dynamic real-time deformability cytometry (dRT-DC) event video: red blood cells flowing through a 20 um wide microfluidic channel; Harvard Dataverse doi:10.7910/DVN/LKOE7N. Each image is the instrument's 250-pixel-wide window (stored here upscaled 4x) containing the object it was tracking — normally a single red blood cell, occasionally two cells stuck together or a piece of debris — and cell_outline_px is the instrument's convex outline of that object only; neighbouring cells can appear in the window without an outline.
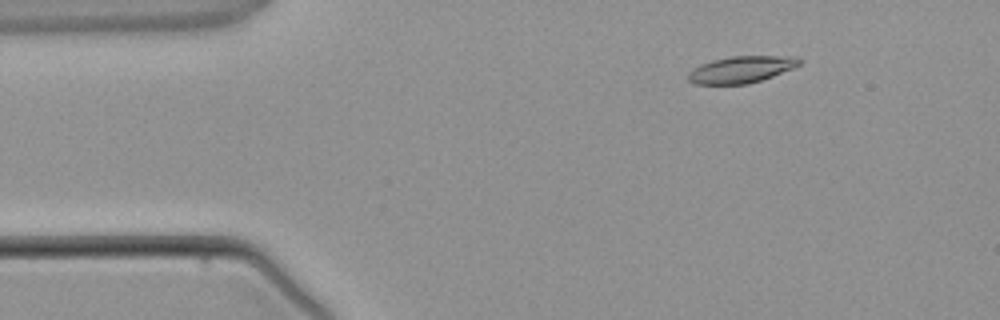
{"species": "common noctule bat (a hibernating species)", "species_latin": "Nyctalus noctula", "temperature_condition": "warm", "stored_images_in_passage": 4, "camera_frame_rate_fps": 3000, "um_per_image_px": 0.085, "animal": {"sex": "male", "body_mass_g": 21.5, "forearm_length_mm": 52.0}, "frame": {"image": 1, "passage_image": 2, "time_ms": 1.0, "image_size_px": [1000, 320], "cell_outline_px": [[800, 64], [792, 68], [772, 76], [748, 84], [696, 84], [688, 80], [688, 72], [692, 68], [712, 60], [732, 56], [796, 56], [800, 60]], "centroid_in_image_um": [62.98, 5.9], "position_along_channel_um": 22.0, "area_um2": 17.17}}
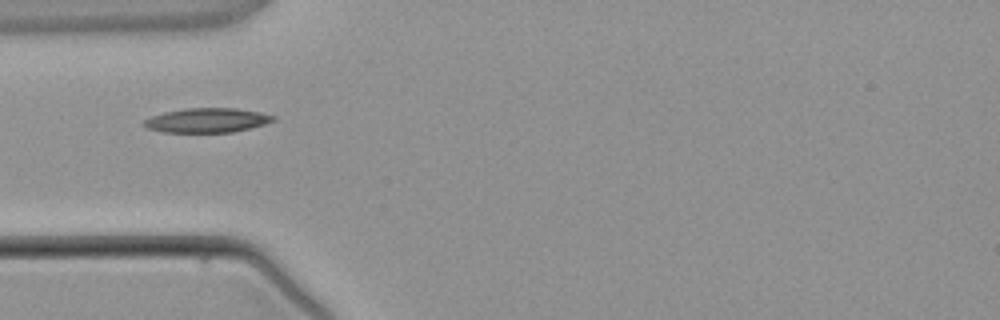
{"frame": {"image": 2, "passage_image": 3, "time_ms": 3.333, "image_size_px": [1000, 320], "cell_outline_px": [[276, 120], [252, 128], [232, 132], [164, 132], [144, 128], [140, 124], [144, 120], [152, 116], [164, 112], [184, 108], [236, 108], [260, 112], [276, 116]], "centroid_in_image_um": [17.58, 10.22], "position_along_channel_um": 67.4, "area_um2": 18.61}}
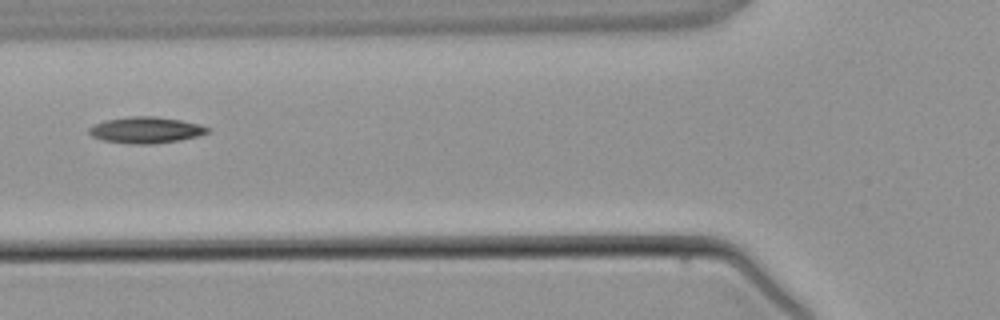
{"frame": {"image": 3, "passage_image": 4, "time_ms": 4.333, "image_size_px": [1000, 320], "cell_outline_px": [[208, 132], [196, 136], [180, 140], [152, 144], [128, 144], [104, 140], [92, 136], [88, 132], [88, 128], [104, 120], [132, 116], [152, 116], [180, 120], [200, 124], [208, 128]], "centroid_in_image_um": [12.37, 11.05], "position_along_channel_um": 113.4, "area_um2": 17.98}}